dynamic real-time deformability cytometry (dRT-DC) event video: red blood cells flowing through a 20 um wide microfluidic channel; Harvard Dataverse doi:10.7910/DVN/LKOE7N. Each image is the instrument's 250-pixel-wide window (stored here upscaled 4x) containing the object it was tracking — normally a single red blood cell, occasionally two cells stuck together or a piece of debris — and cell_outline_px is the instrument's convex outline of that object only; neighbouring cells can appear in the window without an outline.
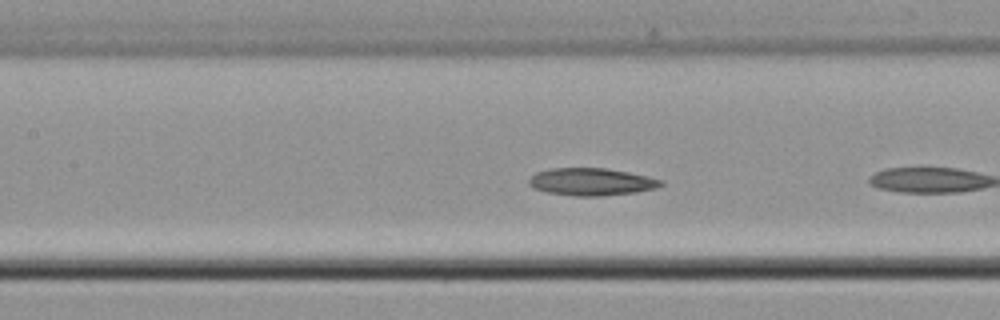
{"species": "common noctule bat (a hibernating species)", "species_latin": "Nyctalus noctula", "temperature_condition": "cold", "stored_images_in_passage": 9, "camera_frame_rate_fps": 3000, "um_per_image_px": 0.085, "animal": {"sex": "male", "body_mass_g": 21.5, "forearm_length_mm": 52.0}, "frame": {"image": 1, "passage_image": 8, "time_ms": 2.333, "image_size_px": [1000, 320], "cell_outline_px": [[664, 184], [656, 188], [636, 192], [600, 196], [576, 196], [548, 192], [536, 188], [528, 184], [528, 180], [536, 172], [552, 168], [604, 168], [628, 172], [648, 176], [664, 180]], "centroid_in_image_um": [50.3, 15.45], "position_along_channel_um": 157.1, "area_um2": 20.98}}